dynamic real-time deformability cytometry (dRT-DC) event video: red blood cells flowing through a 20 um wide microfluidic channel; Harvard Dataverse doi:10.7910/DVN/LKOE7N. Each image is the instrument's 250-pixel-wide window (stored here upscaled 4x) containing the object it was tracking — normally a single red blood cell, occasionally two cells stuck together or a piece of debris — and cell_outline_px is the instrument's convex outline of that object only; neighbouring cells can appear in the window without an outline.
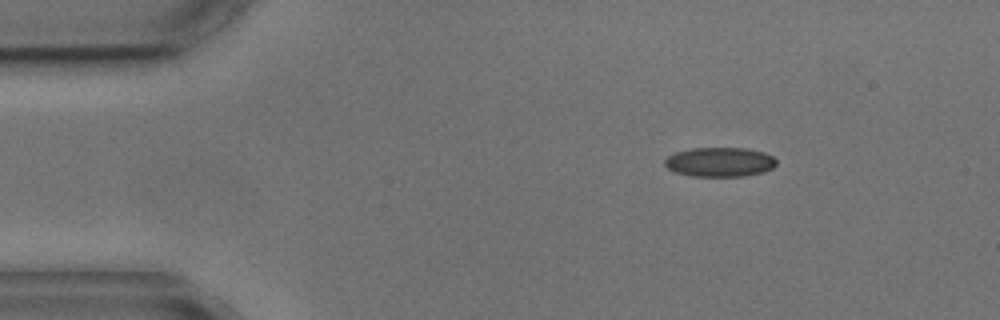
{"species": "common noctule bat (a hibernating species)", "species_latin": "Nyctalus noctula", "temperature_condition": "cold", "stored_images_in_passage": 5, "camera_frame_rate_fps": 3000, "um_per_image_px": 0.085, "animal": {"sex": "male", "body_mass_g": 17.9, "forearm_length_mm": 54.2}, "frame": {"image": 1, "passage_image": 5, "time_ms": 5.0, "image_size_px": [1000, 320], "cell_outline_px": [[776, 164], [772, 168], [764, 172], [744, 176], [692, 176], [676, 172], [668, 168], [664, 164], [664, 160], [668, 156], [676, 152], [692, 148], [744, 148], [764, 152], [772, 156], [776, 160]], "centroid_in_image_um": [61.18, 13.77], "position_along_channel_um": 23.8, "area_um2": 19.07}}